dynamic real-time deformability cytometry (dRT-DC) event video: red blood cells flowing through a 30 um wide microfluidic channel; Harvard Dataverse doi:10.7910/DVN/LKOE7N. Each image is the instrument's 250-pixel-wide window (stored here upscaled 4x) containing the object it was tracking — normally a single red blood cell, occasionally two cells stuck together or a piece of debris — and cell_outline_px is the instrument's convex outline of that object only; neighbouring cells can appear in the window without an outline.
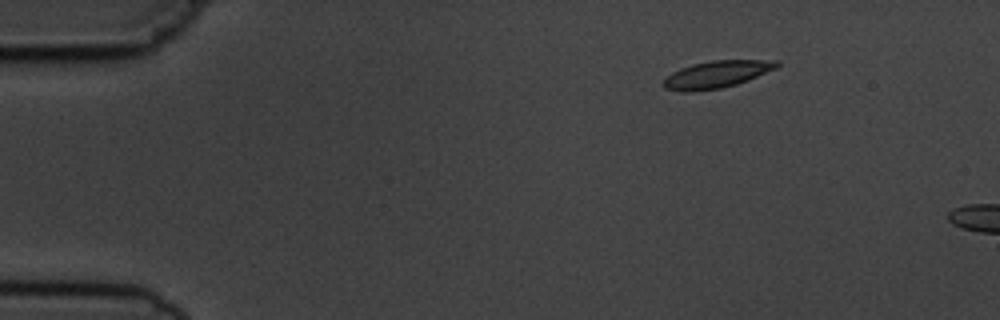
{"species": "common noctule bat (a hibernating species)", "species_latin": "Nyctalus noctula", "temperature_condition": "cold", "stored_images_in_passage": 3, "camera_frame_rate_fps": 3000, "um_per_image_px": 0.085, "animal": {"sex": "male", "body_mass_g": 19.5, "forearm_length_mm": 54.6}, "frame": {"image": 1, "passage_image": 1, "time_ms": 0.0, "image_size_px": [1000, 320], "cell_outline_px": [[780, 64], [776, 68], [748, 80], [736, 84], [720, 88], [688, 92], [680, 92], [664, 88], [660, 84], [672, 72], [680, 68], [692, 64], [712, 60], [780, 60]], "centroid_in_image_um": [60.89, 6.32], "position_along_channel_um": 24.1, "area_um2": 17.98}}